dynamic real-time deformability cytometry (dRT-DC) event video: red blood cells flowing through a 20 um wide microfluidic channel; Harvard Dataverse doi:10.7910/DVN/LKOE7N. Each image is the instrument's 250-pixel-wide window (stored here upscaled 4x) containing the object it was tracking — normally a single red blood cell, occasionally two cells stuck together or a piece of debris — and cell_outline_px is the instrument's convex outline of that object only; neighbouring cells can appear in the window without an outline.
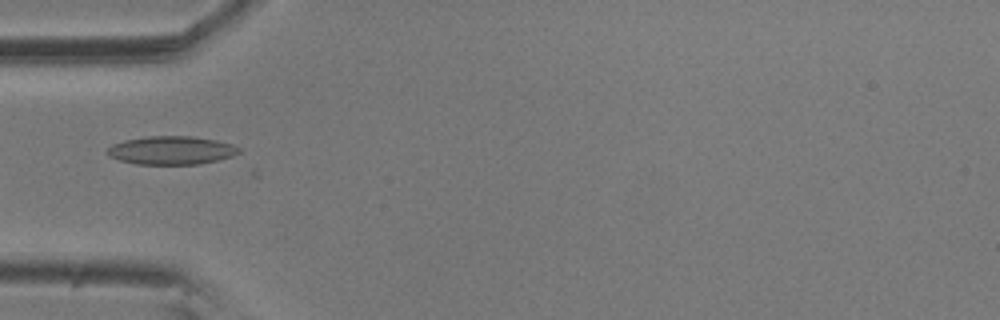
{"species": "common noctule bat (a hibernating species)", "species_latin": "Nyctalus noctula", "temperature_condition": "room temperature", "stored_images_in_passage": 3, "camera_frame_rate_fps": 3000, "um_per_image_px": 0.085, "animal": {"sex": "male", "body_mass_g": 20.5, "forearm_length_mm": 52.5}, "frame": {"image": 1, "passage_image": 2, "time_ms": 0.333, "image_size_px": [1000, 320], "cell_outline_px": [[240, 152], [232, 156], [200, 164], [136, 164], [120, 160], [108, 156], [104, 152], [112, 144], [124, 140], [148, 136], [192, 136], [216, 140], [232, 144], [240, 148]], "centroid_in_image_um": [14.54, 12.77], "position_along_channel_um": 70.5, "area_um2": 21.79}}